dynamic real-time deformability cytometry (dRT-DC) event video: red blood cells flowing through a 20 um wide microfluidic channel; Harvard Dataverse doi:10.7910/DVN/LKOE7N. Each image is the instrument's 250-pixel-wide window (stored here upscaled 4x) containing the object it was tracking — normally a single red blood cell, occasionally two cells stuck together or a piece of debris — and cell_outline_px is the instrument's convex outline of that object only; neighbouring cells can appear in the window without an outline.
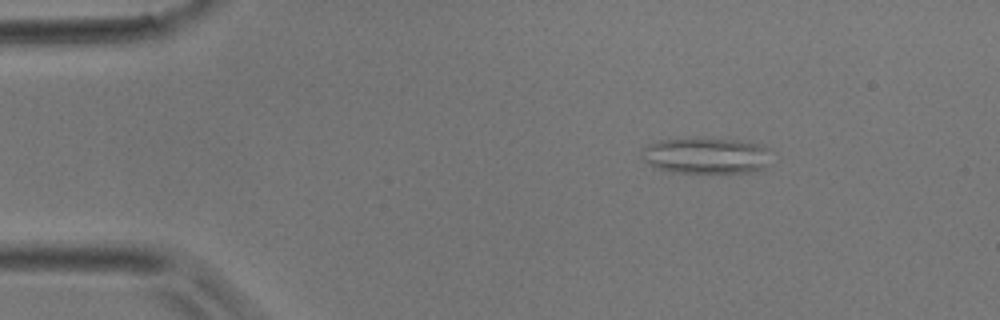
{"species": "common noctule bat (a hibernating species)", "species_latin": "Nyctalus noctula", "temperature_condition": "room temperature", "stored_images_in_passage": 9, "camera_frame_rate_fps": 3000, "um_per_image_px": 0.085, "animal": {"sex": "male", "body_mass_g": 17.9}, "frame": {"image": 1, "passage_image": 6, "time_ms": 1.667, "image_size_px": [1000, 320], "cell_outline_px": [[772, 164], [764, 168], [752, 172], [672, 172], [648, 164], [640, 156], [640, 152], [648, 144], [660, 140], [736, 140], [760, 144], [768, 148]], "centroid_in_image_um": [60.07, 13.25], "position_along_channel_um": 24.9, "area_um2": 26.82}}